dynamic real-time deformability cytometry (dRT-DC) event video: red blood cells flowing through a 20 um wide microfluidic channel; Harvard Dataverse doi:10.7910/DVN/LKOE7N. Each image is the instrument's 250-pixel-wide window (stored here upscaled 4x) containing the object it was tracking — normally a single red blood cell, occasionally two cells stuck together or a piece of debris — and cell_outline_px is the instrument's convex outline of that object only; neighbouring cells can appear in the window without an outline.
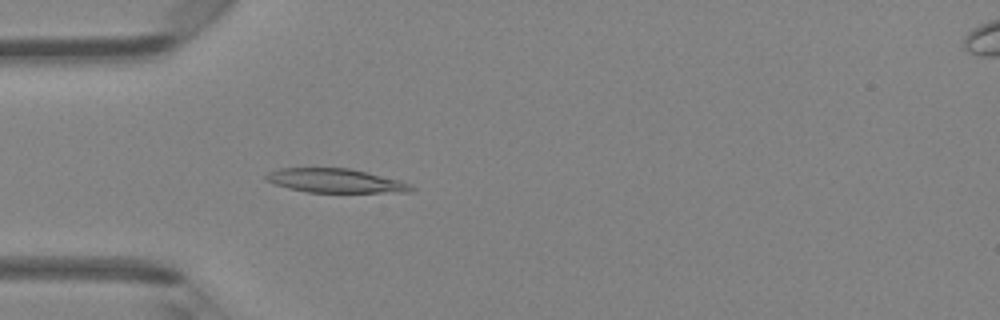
{"species": "Egyptian fruit bat (a non-hibernating species)", "species_latin": "Rousettus aegyptiacus", "temperature_condition": "room temperature", "stored_images_in_passage": 47, "camera_frame_rate_fps": 3000, "um_per_image_px": 0.085, "animal": {"sex": "female"}, "frame": {"image": 1, "passage_image": 14, "time_ms": 4.333, "image_size_px": [1000, 320], "cell_outline_px": [[416, 188], [412, 192], [308, 192], [288, 188], [264, 180], [264, 176], [268, 172], [280, 168], [348, 168], [368, 172], [400, 180], [412, 184]], "centroid_in_image_um": [28.54, 15.36], "position_along_channel_um": 56.5, "area_um2": 20.4}}
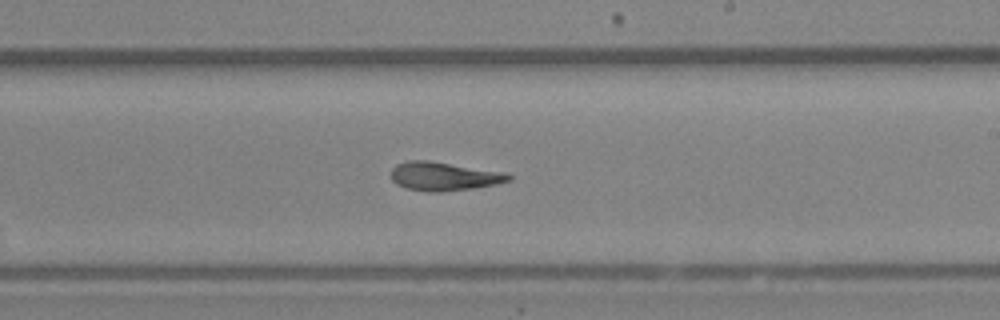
{"frame": {"image": 2, "passage_image": 28, "time_ms": 9.0, "image_size_px": [1000, 320], "cell_outline_px": [[512, 180], [496, 184], [472, 188], [440, 192], [428, 192], [404, 188], [396, 184], [392, 180], [392, 168], [396, 164], [408, 160], [428, 160], [504, 172], [512, 176]], "centroid_in_image_um": [37.71, 14.99], "position_along_channel_um": 251.3, "area_um2": 19.65}}
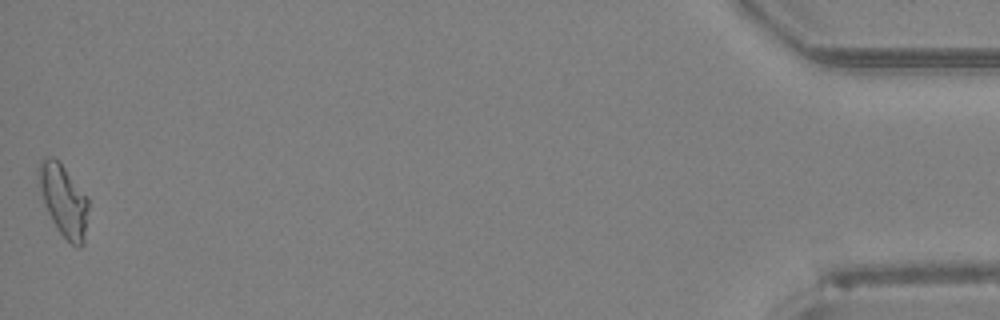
{"frame": {"image": 3, "passage_image": 47, "time_ms": 15.333, "image_size_px": [1000, 320], "cell_outline_px": [[88, 208], [84, 244], [80, 248], [76, 248], [60, 232], [52, 220], [44, 204], [40, 188], [40, 160], [44, 156], [52, 156], [60, 160], [88, 196]], "centroid_in_image_um": [5.45, 17.01], "position_along_channel_um": 429.8, "area_um2": 20.81}, "authors_computed_cell_mechanics": {"area_um2": 19.8254, "velocity_mm_per_s": 4.315, "shape_relaxation_time_tau1_ms": 5.3902, "shape_relaxation_time_tau2_ms": 2.7317, "deformation_change_tau1": 0.1837, "deformation_change_tau2": 0.1016}}